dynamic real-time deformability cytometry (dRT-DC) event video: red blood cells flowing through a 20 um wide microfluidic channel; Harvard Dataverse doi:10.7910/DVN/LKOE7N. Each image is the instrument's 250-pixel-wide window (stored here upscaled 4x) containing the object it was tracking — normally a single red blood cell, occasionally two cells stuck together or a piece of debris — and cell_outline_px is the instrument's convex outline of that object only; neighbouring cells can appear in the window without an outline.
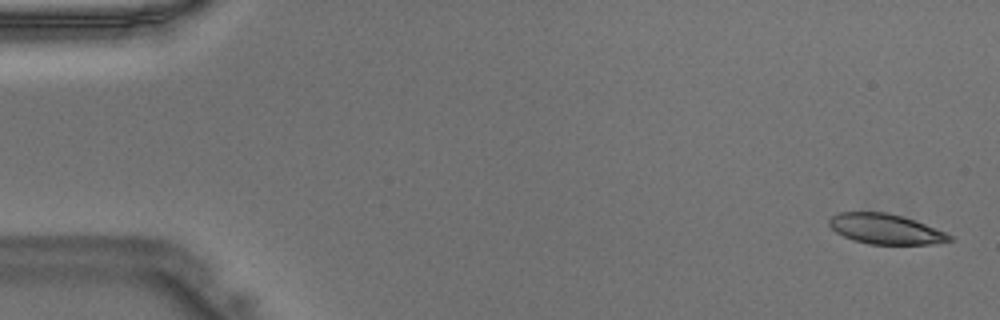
{"species": "Egyptian fruit bat (a non-hibernating species)", "species_latin": "Rousettus aegyptiacus", "temperature_condition": "warm", "stored_images_in_passage": 47, "camera_frame_rate_fps": 3000, "um_per_image_px": 0.085, "animal": {"sex": "male"}, "frame": {"image": 1, "passage_image": 2, "time_ms": 0.333, "image_size_px": [1000, 320], "cell_outline_px": [[952, 240], [928, 244], [868, 244], [852, 240], [836, 232], [828, 224], [828, 220], [836, 212], [888, 212], [904, 216], [944, 232], [952, 236]], "centroid_in_image_um": [75.21, 19.45], "position_along_channel_um": 9.8, "area_um2": 21.04}}
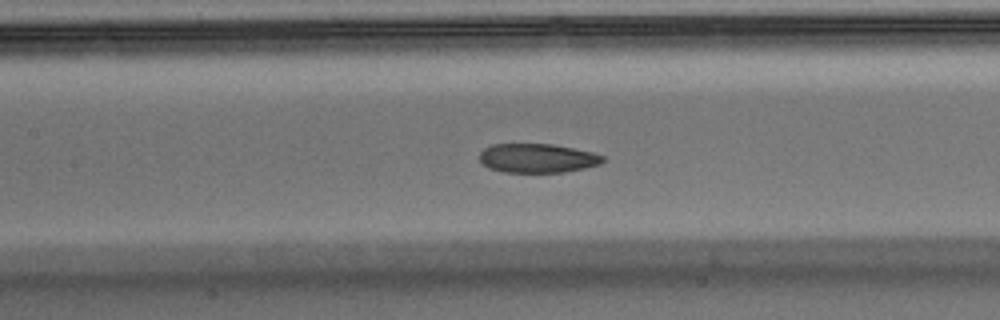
{"frame": {"image": 2, "passage_image": 22, "time_ms": 7.0, "image_size_px": [1000, 320], "cell_outline_px": [[604, 160], [600, 164], [584, 168], [564, 172], [504, 172], [488, 168], [480, 160], [480, 152], [484, 148], [492, 144], [552, 144], [592, 152], [604, 156]], "centroid_in_image_um": [45.67, 13.44], "position_along_channel_um": 161.7, "area_um2": 20.81}}
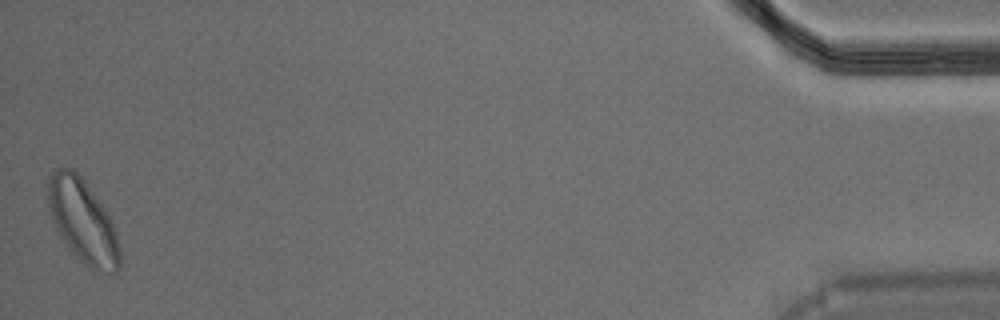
{"frame": {"image": 3, "passage_image": 47, "time_ms": 15.333, "image_size_px": [1000, 320], "cell_outline_px": [[120, 268], [112, 276], [92, 272], [68, 248], [56, 228], [48, 204], [48, 176], [56, 168], [72, 168], [84, 180], [108, 216], [112, 224], [120, 248]], "centroid_in_image_um": [7.05, 18.88], "position_along_channel_um": 428.2, "area_um2": 34.74}}